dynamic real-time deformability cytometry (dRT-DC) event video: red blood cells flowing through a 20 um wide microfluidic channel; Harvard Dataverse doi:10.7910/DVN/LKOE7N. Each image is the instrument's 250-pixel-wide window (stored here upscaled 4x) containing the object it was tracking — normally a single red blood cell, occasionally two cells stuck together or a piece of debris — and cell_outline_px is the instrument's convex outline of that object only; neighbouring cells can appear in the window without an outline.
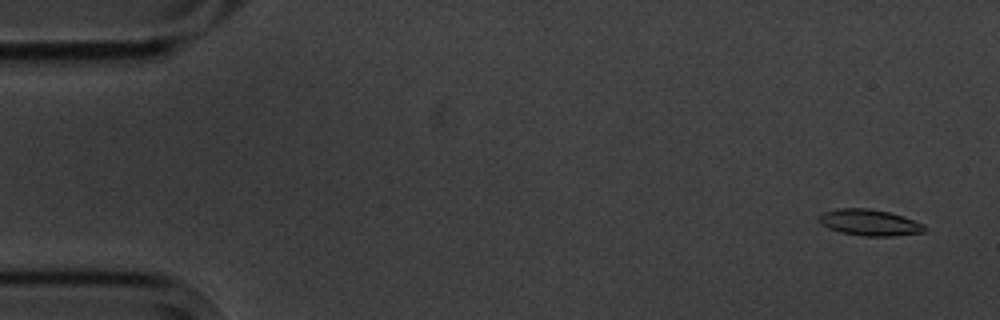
{"species": "common noctule bat (a hibernating species)", "species_latin": "Nyctalus noctula", "temperature_condition": "cold", "stored_images_in_passage": 4, "camera_frame_rate_fps": 3000, "um_per_image_px": 0.085, "animal": {"sex": "male", "body_mass_g": 20.1, "forearm_length_mm": 53.5}, "frame": {"image": 1, "passage_image": 1, "time_ms": 0.0, "image_size_px": [1000, 320], "cell_outline_px": [[928, 228], [924, 232], [892, 236], [864, 236], [840, 232], [828, 228], [820, 224], [816, 216], [820, 212], [836, 208], [868, 208], [888, 212], [904, 216], [924, 224]], "centroid_in_image_um": [73.86, 18.9], "position_along_channel_um": 11.1, "area_um2": 16.47}}
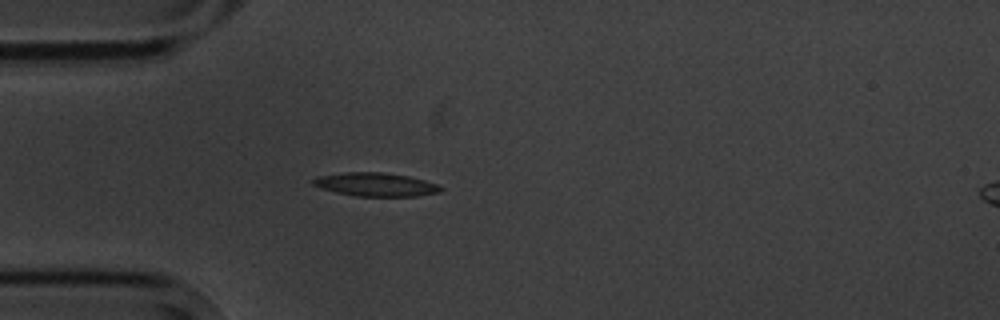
{"frame": {"image": 2, "passage_image": 4, "time_ms": 4.333, "image_size_px": [1000, 320], "cell_outline_px": [[444, 188], [440, 192], [416, 196], [356, 196], [336, 192], [320, 188], [312, 184], [312, 180], [316, 176], [344, 172], [380, 172], [408, 176], [424, 180], [436, 184]], "centroid_in_image_um": [31.9, 15.68], "position_along_channel_um": 53.1, "area_um2": 17.46}}